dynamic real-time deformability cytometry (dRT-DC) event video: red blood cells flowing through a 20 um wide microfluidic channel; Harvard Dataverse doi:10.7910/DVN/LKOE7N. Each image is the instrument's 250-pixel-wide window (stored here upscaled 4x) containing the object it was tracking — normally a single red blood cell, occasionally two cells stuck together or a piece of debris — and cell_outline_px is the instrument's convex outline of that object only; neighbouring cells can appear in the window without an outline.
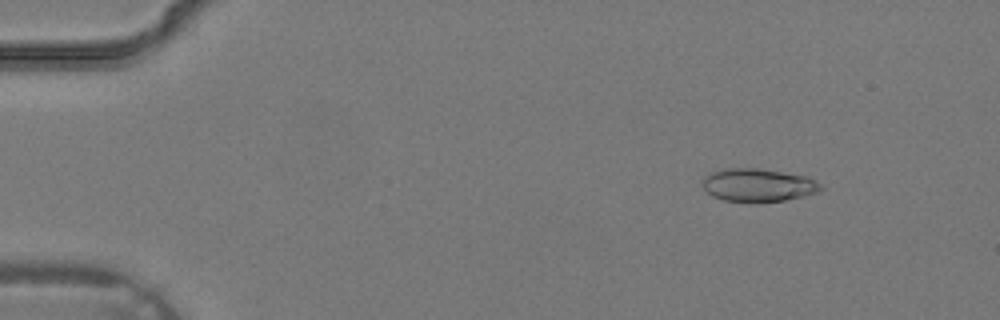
{"species": "common noctule bat (a hibernating species)", "species_latin": "Nyctalus noctula", "temperature_condition": "warm", "stored_images_in_passage": 36, "camera_frame_rate_fps": 3000, "um_per_image_px": 0.085, "animal": {"sex": "male", "body_mass_g": 19.2, "forearm_length_mm": 51.8}, "frame": {"image": 1, "passage_image": 5, "time_ms": 1.333, "image_size_px": [1000, 320], "cell_outline_px": [[824, 188], [820, 192], [804, 196], [784, 200], [756, 204], [748, 204], [724, 200], [712, 196], [704, 188], [700, 180], [704, 176], [712, 172], [728, 168], [756, 168], [804, 176], [816, 180]], "centroid_in_image_um": [64.42, 15.77], "position_along_channel_um": 20.6, "area_um2": 23.24}}
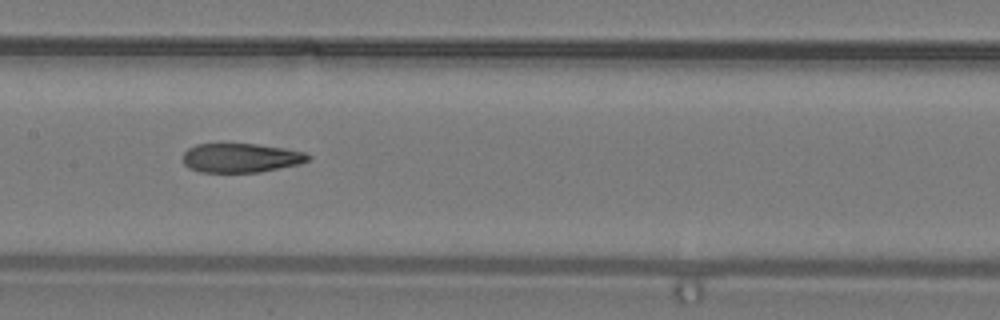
{"frame": {"image": 2, "passage_image": 19, "time_ms": 6.0, "image_size_px": [1000, 320], "cell_outline_px": [[312, 156], [308, 160], [296, 164], [260, 172], [200, 172], [188, 168], [184, 164], [184, 152], [188, 148], [196, 144], [256, 144], [304, 152]], "centroid_in_image_um": [20.42, 13.42], "position_along_channel_um": 187.0, "area_um2": 20.98}}
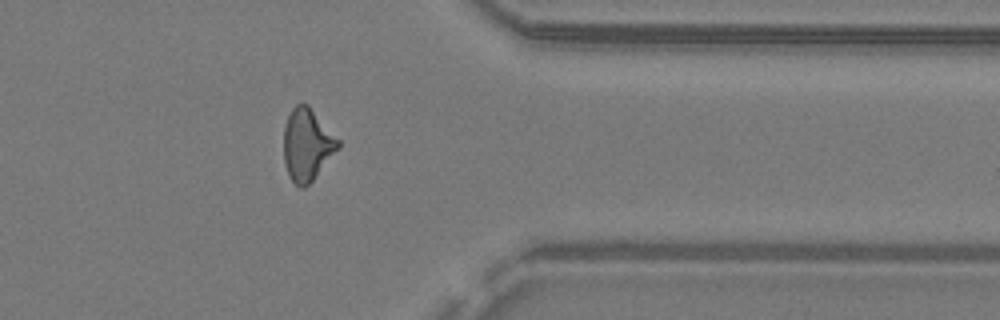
{"frame": {"image": 3, "passage_image": 30, "time_ms": 9.667, "image_size_px": [1000, 320], "cell_outline_px": [[340, 148], [312, 180], [304, 188], [300, 188], [288, 176], [284, 164], [284, 124], [292, 108], [296, 104], [308, 104], [340, 140]], "centroid_in_image_um": [26.1, 12.29], "position_along_channel_um": 385.3, "area_um2": 22.95}}